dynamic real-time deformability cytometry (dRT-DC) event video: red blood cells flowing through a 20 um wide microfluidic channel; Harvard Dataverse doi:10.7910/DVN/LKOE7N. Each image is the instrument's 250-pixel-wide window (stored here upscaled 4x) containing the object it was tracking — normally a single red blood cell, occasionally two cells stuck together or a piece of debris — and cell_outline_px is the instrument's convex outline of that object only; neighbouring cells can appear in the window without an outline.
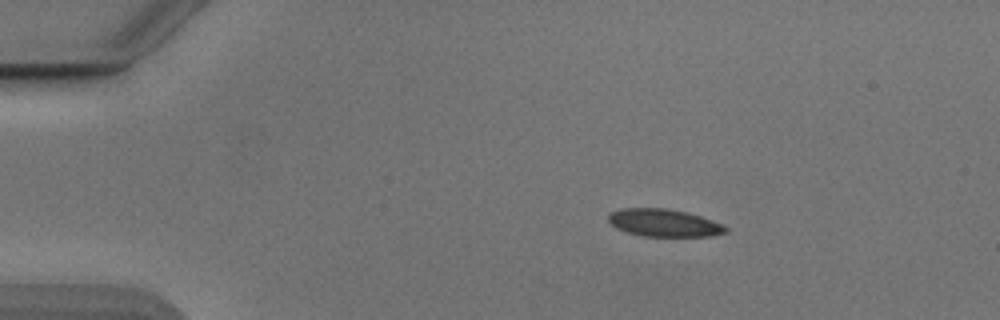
{"species": "Egyptian fruit bat (a non-hibernating species)", "species_latin": "Rousettus aegyptiacus", "temperature_condition": "cold", "stored_images_in_passage": 9, "camera_frame_rate_fps": 3000, "um_per_image_px": 0.085, "animal": {"sex": "male"}, "frame": {"image": 1, "passage_image": 1, "time_ms": 0.0, "image_size_px": [1000, 320], "cell_outline_px": [[728, 232], [712, 236], [640, 236], [616, 228], [608, 220], [608, 216], [612, 212], [620, 208], [664, 208], [684, 212], [700, 216], [720, 224], [728, 228]], "centroid_in_image_um": [56.42, 18.95], "position_along_channel_um": 28.6, "area_um2": 18.61}}